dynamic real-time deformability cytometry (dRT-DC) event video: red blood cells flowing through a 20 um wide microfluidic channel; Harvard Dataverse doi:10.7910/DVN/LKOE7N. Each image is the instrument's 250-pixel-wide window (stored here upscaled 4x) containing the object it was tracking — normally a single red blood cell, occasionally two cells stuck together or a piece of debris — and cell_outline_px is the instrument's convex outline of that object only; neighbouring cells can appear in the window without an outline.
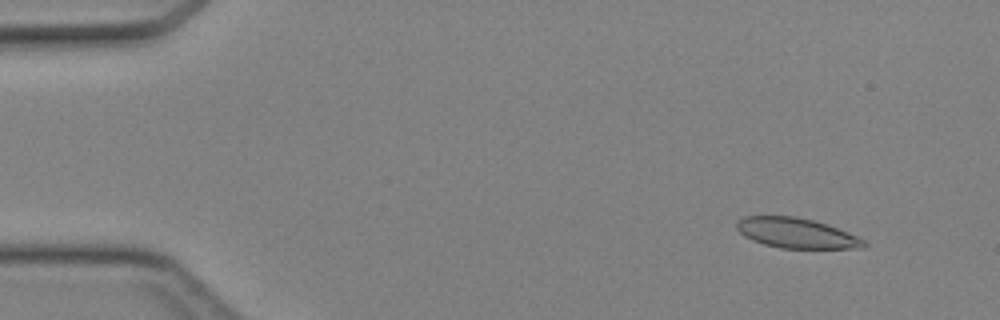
{"species": "Egyptian fruit bat (a non-hibernating species)", "species_latin": "Rousettus aegyptiacus", "temperature_condition": "cold", "stored_images_in_passage": 47, "segment_of_instrument_passage": [1, 2], "camera_frame_rate_fps": 3000, "um_per_image_px": 0.085, "animal": {"sex": "female"}, "frame": {"image": 1, "passage_image": 5, "time_ms": 1.333, "image_size_px": [1000, 320], "cell_outline_px": [[868, 244], [864, 248], [780, 248], [764, 244], [752, 240], [744, 236], [736, 228], [736, 224], [744, 216], [796, 216], [812, 220], [848, 232], [864, 240]], "centroid_in_image_um": [67.68, 19.82], "position_along_channel_um": 17.3, "area_um2": 22.08}}
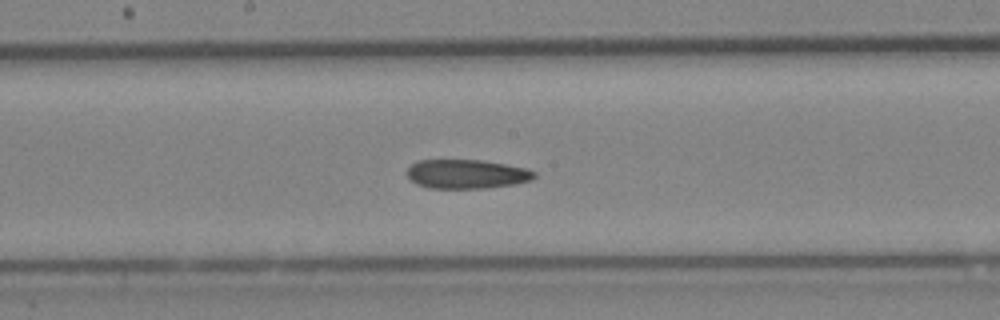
{"frame": {"image": 2, "passage_image": 25, "time_ms": 8.0, "image_size_px": [1000, 320], "cell_outline_px": [[536, 176], [532, 180], [512, 184], [484, 188], [428, 188], [416, 184], [408, 176], [408, 168], [412, 164], [420, 160], [480, 160], [504, 164], [524, 168], [536, 172]], "centroid_in_image_um": [39.66, 14.79], "position_along_channel_um": 208.5, "area_um2": 21.33}}
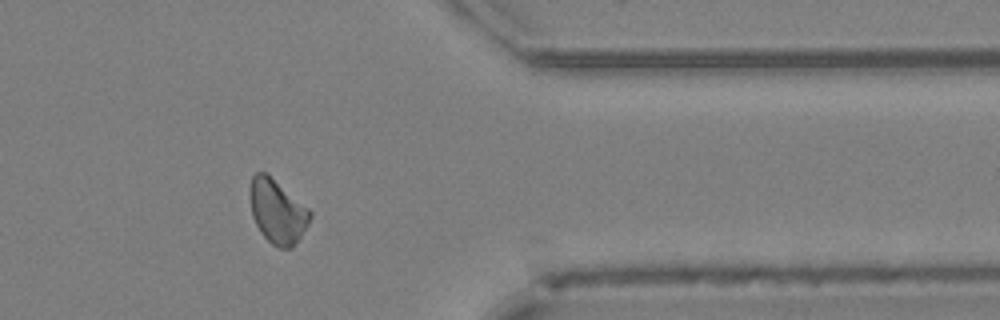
{"frame": {"image": 3, "passage_image": 38, "time_ms": 12.333, "image_size_px": [1000, 320], "cell_outline_px": [[312, 216], [308, 224], [292, 248], [280, 248], [272, 244], [260, 232], [252, 216], [248, 196], [252, 176], [256, 172], [268, 172], [308, 208], [312, 212]], "centroid_in_image_um": [23.55, 17.93], "position_along_channel_um": 387.9, "area_um2": 22.6}}